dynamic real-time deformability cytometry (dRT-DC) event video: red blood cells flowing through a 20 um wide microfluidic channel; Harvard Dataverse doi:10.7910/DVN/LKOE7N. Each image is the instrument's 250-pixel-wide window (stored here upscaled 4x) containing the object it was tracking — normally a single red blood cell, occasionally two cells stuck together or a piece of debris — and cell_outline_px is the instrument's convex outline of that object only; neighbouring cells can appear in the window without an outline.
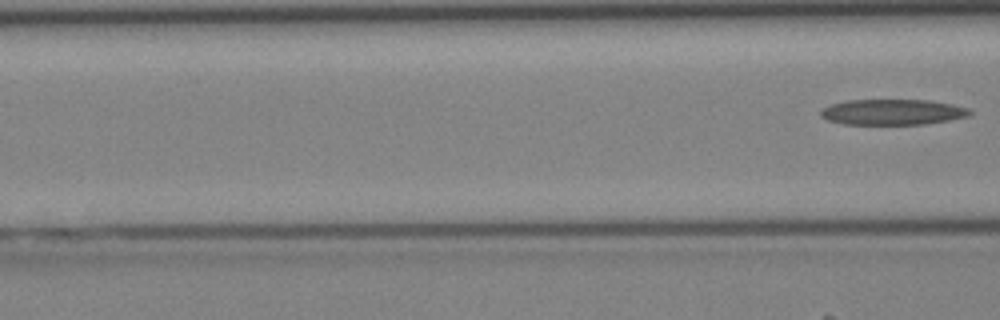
{"species": "Egyptian fruit bat (a non-hibernating species)", "species_latin": "Rousettus aegyptiacus", "temperature_condition": "cold", "stored_images_in_passage": 5, "segment_of_instrument_passage": [2, 2], "camera_frame_rate_fps": 3000, "um_per_image_px": 0.085, "animal": {"sex": "female"}, "frame": {"image": 1, "passage_image": 5, "time_ms": 1.333, "image_size_px": [1000, 320], "cell_outline_px": [[972, 112], [968, 116], [948, 120], [924, 124], [844, 124], [828, 120], [820, 116], [820, 112], [828, 104], [848, 100], [932, 100], [952, 104], [968, 108]], "centroid_in_image_um": [75.85, 9.52], "position_along_channel_um": 90.7, "area_um2": 22.25}}